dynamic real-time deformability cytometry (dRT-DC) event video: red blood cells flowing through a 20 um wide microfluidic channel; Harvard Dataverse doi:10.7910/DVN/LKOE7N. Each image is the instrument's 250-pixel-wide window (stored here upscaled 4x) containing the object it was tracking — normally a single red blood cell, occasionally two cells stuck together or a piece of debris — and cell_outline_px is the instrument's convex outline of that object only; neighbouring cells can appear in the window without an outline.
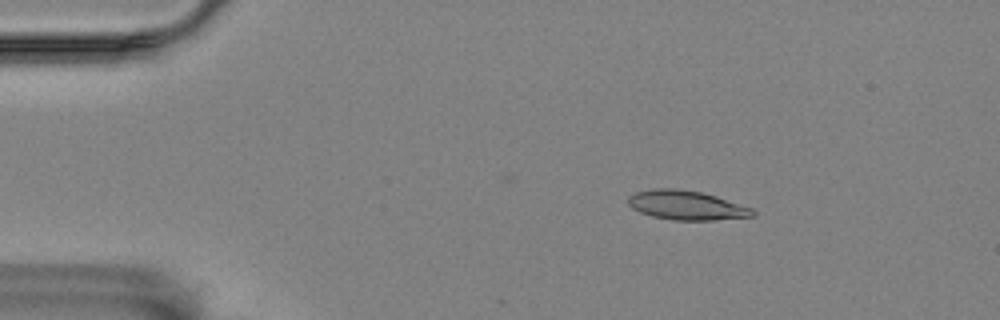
{"species": "Egyptian fruit bat (a non-hibernating species)", "species_latin": "Rousettus aegyptiacus", "temperature_condition": "room temperature", "stored_images_in_passage": 4, "camera_frame_rate_fps": 3000, "um_per_image_px": 0.085, "animal": {"sex": "female"}, "frame": {"image": 1, "passage_image": 2, "time_ms": 2.0, "image_size_px": [1000, 320], "cell_outline_px": [[756, 216], [712, 220], [672, 220], [652, 216], [640, 212], [632, 208], [628, 204], [628, 196], [636, 192], [652, 188], [676, 188], [700, 192], [716, 196], [752, 208], [756, 212]], "centroid_in_image_um": [58.34, 17.44], "position_along_channel_um": 26.7, "area_um2": 21.27}}